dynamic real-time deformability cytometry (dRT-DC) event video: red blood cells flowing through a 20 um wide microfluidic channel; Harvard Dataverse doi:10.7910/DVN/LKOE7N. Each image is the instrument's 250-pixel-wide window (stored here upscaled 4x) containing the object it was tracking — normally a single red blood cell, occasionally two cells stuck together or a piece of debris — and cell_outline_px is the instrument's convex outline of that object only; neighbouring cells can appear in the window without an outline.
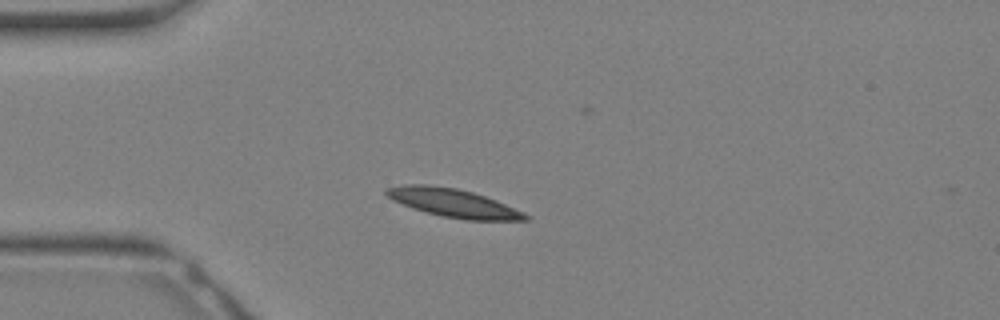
{"species": "Egyptian fruit bat (a non-hibernating species)", "species_latin": "Rousettus aegyptiacus", "temperature_condition": "warm", "stored_images_in_passage": 23, "camera_frame_rate_fps": 3000, "um_per_image_px": 0.085, "animal": {"sex": "female"}, "frame": {"image": 1, "passage_image": 1, "time_ms": 0.0, "image_size_px": [1000, 320], "cell_outline_px": [[532, 216], [528, 220], [464, 220], [444, 216], [412, 208], [392, 200], [384, 192], [384, 188], [404, 184], [428, 184], [456, 188], [472, 192], [496, 200], [524, 212]], "centroid_in_image_um": [38.53, 17.24], "position_along_channel_um": 46.5, "area_um2": 22.95}}
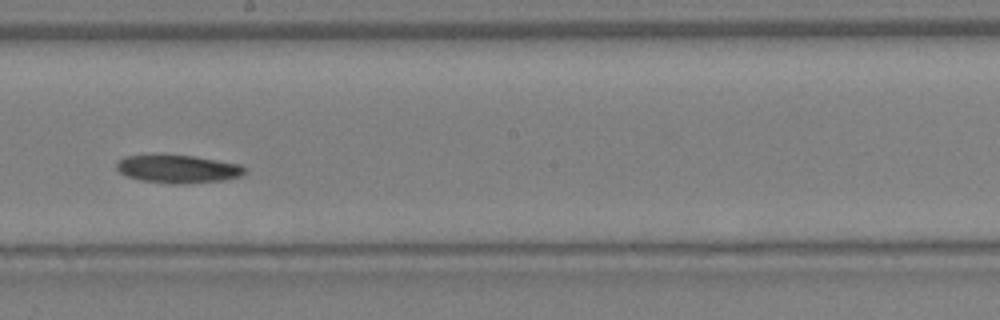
{"frame": {"image": 2, "passage_image": 11, "time_ms": 3.333, "image_size_px": [1000, 320], "cell_outline_px": [[244, 172], [240, 176], [224, 180], [184, 184], [172, 184], [140, 180], [128, 176], [120, 172], [116, 168], [116, 164], [124, 156], [152, 152], [160, 152], [192, 156], [240, 164], [244, 168]], "centroid_in_image_um": [15.04, 14.32], "position_along_channel_um": 233.2, "area_um2": 21.56}}
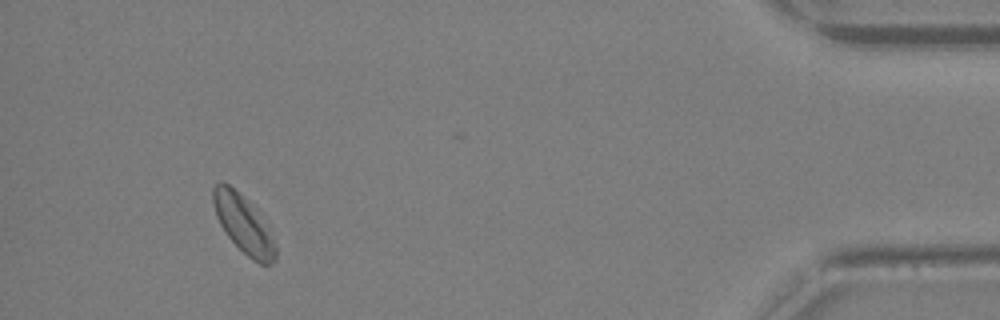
{"frame": {"image": 3, "passage_image": 23, "time_ms": 7.333, "image_size_px": [1000, 320], "cell_outline_px": [[276, 260], [272, 264], [260, 264], [252, 260], [228, 236], [220, 224], [216, 216], [212, 200], [212, 188], [220, 180], [224, 180], [248, 204], [276, 244]], "centroid_in_image_um": [20.63, 19.09], "position_along_channel_um": 414.6, "area_um2": 19.83}}